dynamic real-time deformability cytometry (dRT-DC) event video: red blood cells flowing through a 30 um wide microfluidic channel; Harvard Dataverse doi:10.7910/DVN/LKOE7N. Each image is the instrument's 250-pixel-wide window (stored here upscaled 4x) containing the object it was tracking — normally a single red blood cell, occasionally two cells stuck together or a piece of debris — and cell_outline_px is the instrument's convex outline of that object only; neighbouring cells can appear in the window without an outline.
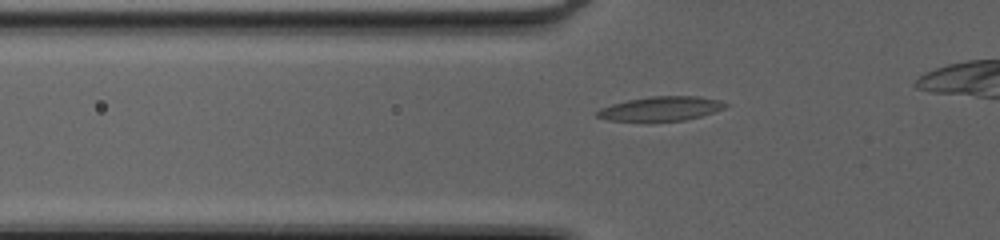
{"species": "common noctule bat (a hibernating species)", "species_latin": "Nyctalus noctula", "temperature_condition": "cold", "stored_images_in_passage": 32, "camera_frame_rate_fps": 3000, "um_per_image_px": 0.085, "animal": {"sex": "female", "body_mass_g": 20.0, "forearm_length_mm": 54.0}, "frame": {"image": 1, "passage_image": 8, "time_ms": 2.333, "image_size_px": [1000, 240], "cell_outline_px": [[728, 104], [724, 108], [700, 116], [684, 120], [608, 120], [596, 116], [596, 112], [600, 108], [612, 104], [628, 100], [652, 96], [696, 96], [716, 100]], "centroid_in_image_um": [56.14, 9.22], "position_along_channel_um": 69.7, "area_um2": 17.57}}
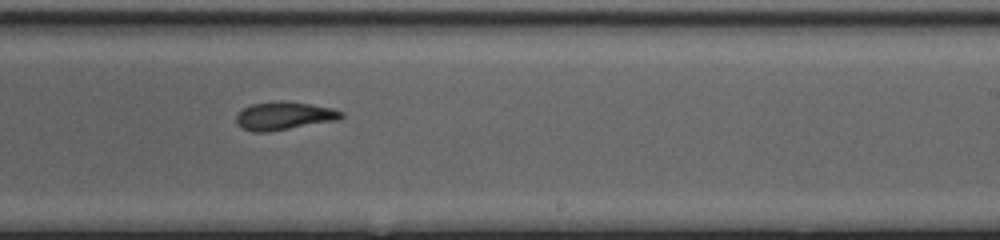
{"frame": {"image": 2, "passage_image": 22, "time_ms": 7.0, "image_size_px": [1000, 240], "cell_outline_px": [[344, 116], [340, 120], [268, 132], [252, 132], [236, 124], [236, 116], [244, 108], [252, 104], [272, 100], [280, 100], [312, 104], [332, 108], [344, 112]], "centroid_in_image_um": [24.18, 9.84], "position_along_channel_um": 264.8, "area_um2": 17.46}}
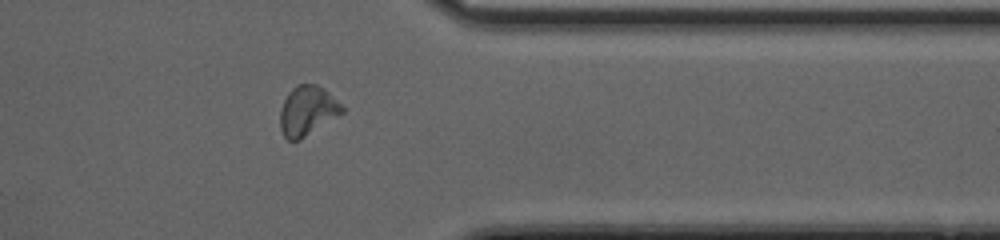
{"frame": {"image": 3, "passage_image": 31, "time_ms": 10.0, "image_size_px": [1000, 240], "cell_outline_px": [[344, 112], [300, 140], [288, 140], [284, 136], [280, 128], [280, 108], [288, 92], [296, 84], [316, 84], [324, 88], [344, 108]], "centroid_in_image_um": [26.1, 9.41], "position_along_channel_um": 385.3, "area_um2": 17.86}}